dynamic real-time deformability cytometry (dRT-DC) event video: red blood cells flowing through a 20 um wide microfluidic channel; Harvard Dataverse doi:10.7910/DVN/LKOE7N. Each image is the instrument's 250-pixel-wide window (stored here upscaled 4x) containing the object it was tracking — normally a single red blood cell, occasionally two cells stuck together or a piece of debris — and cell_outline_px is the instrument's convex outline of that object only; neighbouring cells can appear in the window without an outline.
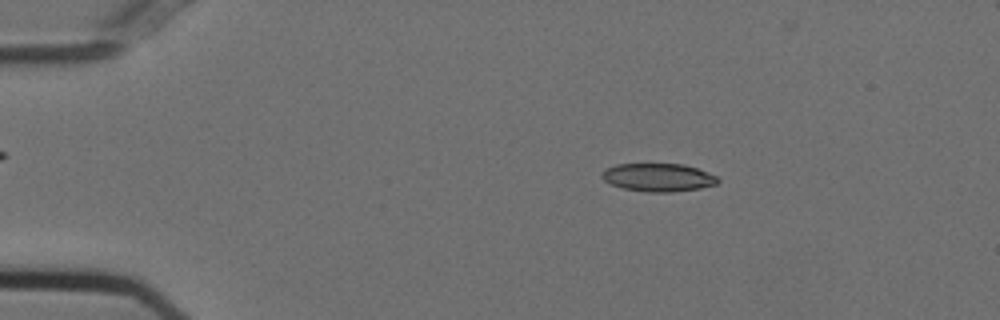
{"species": "Egyptian fruit bat (a non-hibernating species)", "species_latin": "Rousettus aegyptiacus", "temperature_condition": "cold", "stored_images_in_passage": 53, "camera_frame_rate_fps": 3000, "um_per_image_px": 0.085, "animal": {"sex": "female"}, "frame": {"image": 1, "passage_image": 9, "time_ms": 2.667, "image_size_px": [1000, 320], "cell_outline_px": [[720, 180], [716, 184], [700, 188], [672, 192], [648, 192], [624, 188], [612, 184], [604, 180], [600, 176], [600, 172], [616, 164], [684, 164], [696, 168], [716, 176]], "centroid_in_image_um": [55.94, 15.08], "position_along_channel_um": 29.1, "area_um2": 18.84}}
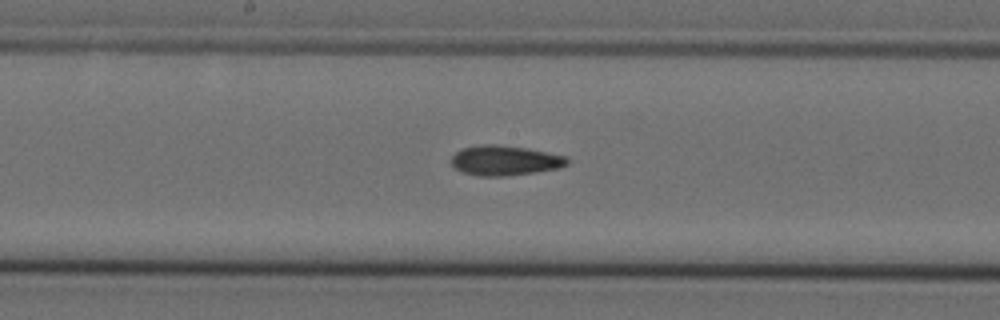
{"frame": {"image": 2, "passage_image": 28, "time_ms": 9.0, "image_size_px": [1000, 320], "cell_outline_px": [[568, 164], [560, 168], [536, 172], [504, 176], [476, 176], [464, 172], [456, 168], [452, 164], [452, 156], [456, 152], [464, 148], [484, 144], [496, 144], [528, 148], [568, 156]], "centroid_in_image_um": [42.96, 13.64], "position_along_channel_um": 205.2, "area_um2": 20.23}}
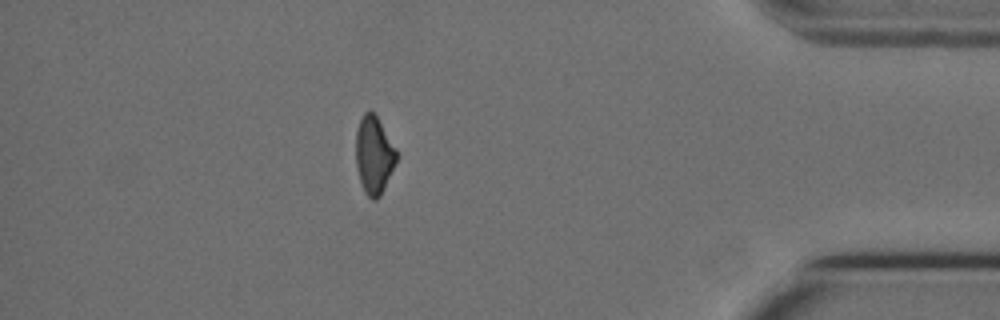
{"frame": {"image": 3, "passage_image": 47, "time_ms": 15.333, "image_size_px": [1000, 320], "cell_outline_px": [[396, 160], [384, 188], [380, 196], [376, 200], [372, 200], [364, 192], [360, 184], [356, 168], [356, 132], [360, 120], [364, 112], [372, 112], [376, 116], [396, 148]], "centroid_in_image_um": [31.76, 13.22], "position_along_channel_um": 403.4, "area_um2": 18.15}, "authors_computed_cell_mechanics": {"area_um2": 19.4786, "velocity_mm_per_s": 3.7464, "shape_relaxation_time_tau1_ms": null, "shape_relaxation_time_tau2_ms": 5.4126, "deformation_change_tau1": null, "deformation_change_tau2": 0.1318}}